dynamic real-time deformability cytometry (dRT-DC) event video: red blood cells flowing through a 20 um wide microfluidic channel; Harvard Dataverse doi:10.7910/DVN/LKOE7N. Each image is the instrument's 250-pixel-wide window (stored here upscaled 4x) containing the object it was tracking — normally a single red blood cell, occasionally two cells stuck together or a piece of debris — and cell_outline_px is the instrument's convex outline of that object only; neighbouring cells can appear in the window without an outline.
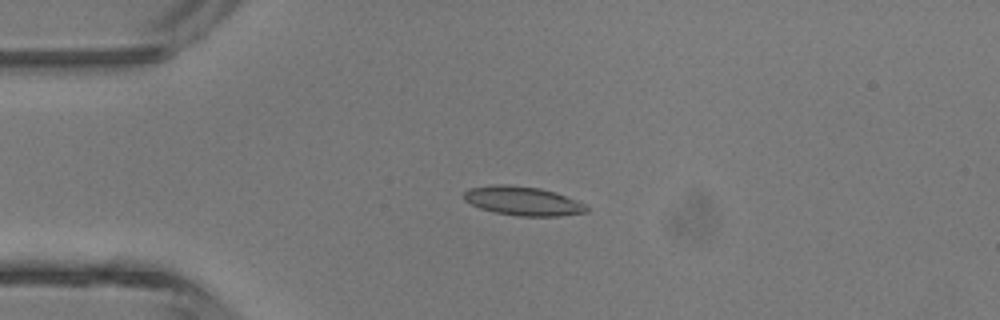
{"species": "common noctule bat (a hibernating species)", "species_latin": "Nyctalus noctula", "temperature_condition": "room temperature", "stored_images_in_passage": 4, "camera_frame_rate_fps": 3000, "um_per_image_px": 0.085, "animal": {"sex": "male", "body_mass_g": 13.3}, "frame": {"image": 1, "passage_image": 3, "time_ms": 2.333, "image_size_px": [1000, 320], "cell_outline_px": [[588, 212], [560, 216], [520, 216], [496, 212], [480, 208], [464, 200], [464, 192], [468, 188], [496, 184], [504, 184], [540, 188], [556, 192], [584, 204], [588, 208]], "centroid_in_image_um": [44.44, 17.08], "position_along_channel_um": 40.6, "area_um2": 20.58}}